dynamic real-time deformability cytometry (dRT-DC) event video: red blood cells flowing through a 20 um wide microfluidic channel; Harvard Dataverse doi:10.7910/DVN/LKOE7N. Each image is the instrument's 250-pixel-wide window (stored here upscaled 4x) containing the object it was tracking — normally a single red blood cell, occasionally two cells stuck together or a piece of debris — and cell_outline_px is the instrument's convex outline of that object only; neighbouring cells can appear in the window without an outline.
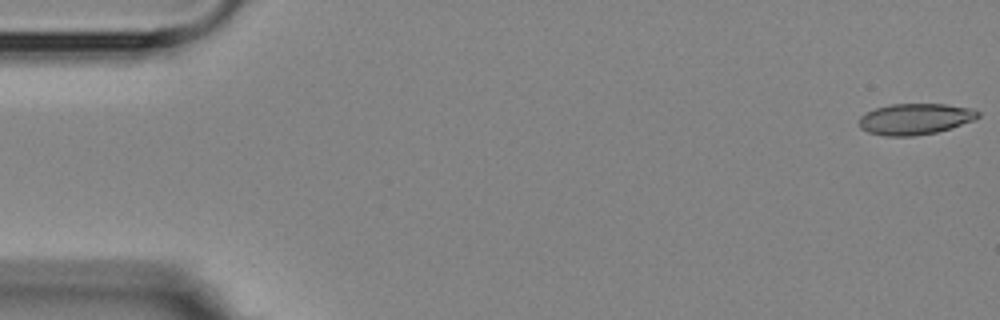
{"species": "Egyptian fruit bat (a non-hibernating species)", "species_latin": "Rousettus aegyptiacus", "temperature_condition": "room temperature", "stored_images_in_passage": 5, "camera_frame_rate_fps": 3000, "um_per_image_px": 0.085, "animal": {"sex": "female"}, "frame": {"image": 1, "passage_image": 1, "time_ms": 0.0, "image_size_px": [1000, 320], "cell_outline_px": [[980, 116], [976, 120], [936, 132], [912, 136], [884, 136], [868, 132], [860, 128], [860, 116], [876, 108], [892, 104], [944, 104], [972, 108], [980, 112]], "centroid_in_image_um": [77.82, 10.11], "position_along_channel_um": 7.2, "area_um2": 21.5}}
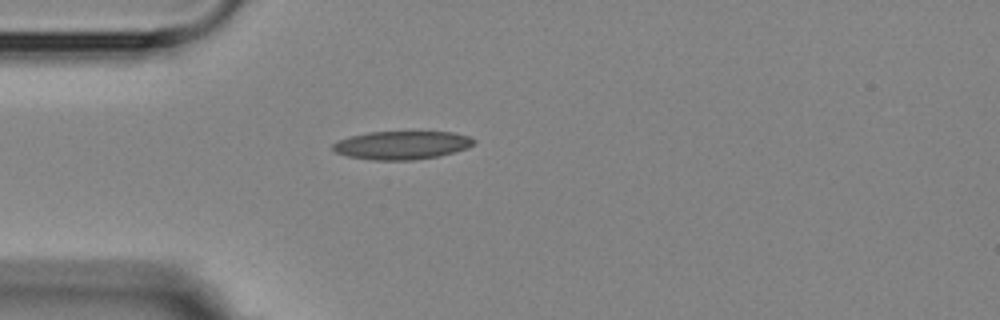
{"frame": {"image": 2, "passage_image": 4, "time_ms": 4.667, "image_size_px": [1000, 320], "cell_outline_px": [[476, 140], [468, 148], [440, 156], [412, 160], [372, 160], [348, 156], [336, 152], [332, 148], [332, 144], [336, 140], [368, 132], [452, 132], [468, 136]], "centroid_in_image_um": [34.15, 12.34], "position_along_channel_um": 50.9, "area_um2": 23.24}}